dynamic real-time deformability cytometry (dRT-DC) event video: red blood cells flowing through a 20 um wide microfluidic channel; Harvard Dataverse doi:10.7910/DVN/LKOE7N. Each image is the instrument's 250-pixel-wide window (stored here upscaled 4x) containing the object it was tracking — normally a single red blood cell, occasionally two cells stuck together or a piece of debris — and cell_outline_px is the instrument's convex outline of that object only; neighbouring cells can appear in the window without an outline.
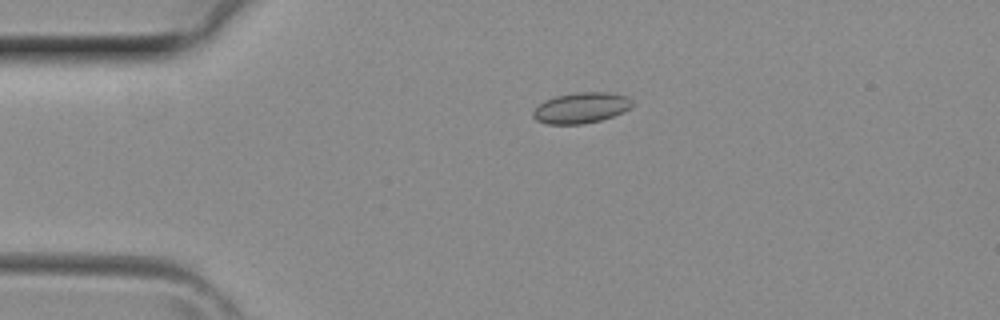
{"species": "common noctule bat (a hibernating species)", "species_latin": "Nyctalus noctula", "temperature_condition": "room temperature", "stored_images_in_passage": 4, "camera_frame_rate_fps": 3000, "um_per_image_px": 0.085, "animal": {"sex": "female", "body_mass_g": 29.2, "forearm_length_mm": 56.3}, "frame": {"image": 1, "passage_image": 3, "time_ms": 0.667, "image_size_px": [1000, 320], "cell_outline_px": [[632, 108], [624, 112], [600, 120], [584, 124], [548, 124], [536, 120], [532, 116], [532, 112], [544, 100], [556, 96], [576, 92], [608, 92], [628, 96], [632, 100]], "centroid_in_image_um": [49.41, 9.16], "position_along_channel_um": 35.6, "area_um2": 17.86}}